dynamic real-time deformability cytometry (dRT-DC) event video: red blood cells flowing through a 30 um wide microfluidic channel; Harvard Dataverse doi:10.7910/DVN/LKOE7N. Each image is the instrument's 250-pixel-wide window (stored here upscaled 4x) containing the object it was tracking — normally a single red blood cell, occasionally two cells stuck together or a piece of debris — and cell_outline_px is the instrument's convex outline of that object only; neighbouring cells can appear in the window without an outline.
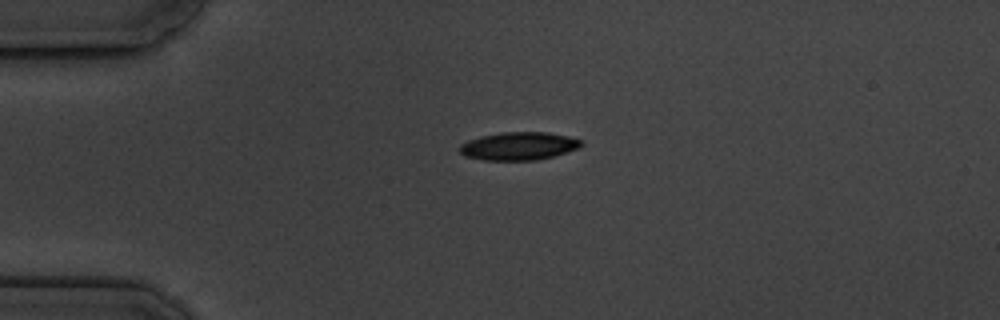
{"species": "common noctule bat (a hibernating species)", "species_latin": "Nyctalus noctula", "temperature_condition": "cold", "stored_images_in_passage": 2, "camera_frame_rate_fps": 3000, "um_per_image_px": 0.085, "animal": {"sex": "male", "body_mass_g": 19.5, "forearm_length_mm": 54.6}, "frame": {"image": 1, "passage_image": 1, "time_ms": 0.0, "image_size_px": [1000, 320], "cell_outline_px": [[584, 144], [580, 148], [552, 156], [536, 160], [484, 160], [464, 156], [460, 152], [460, 144], [468, 140], [480, 136], [500, 132], [548, 132], [568, 136], [584, 140]], "centroid_in_image_um": [44.12, 12.4], "position_along_channel_um": 40.9, "area_um2": 20.0}}